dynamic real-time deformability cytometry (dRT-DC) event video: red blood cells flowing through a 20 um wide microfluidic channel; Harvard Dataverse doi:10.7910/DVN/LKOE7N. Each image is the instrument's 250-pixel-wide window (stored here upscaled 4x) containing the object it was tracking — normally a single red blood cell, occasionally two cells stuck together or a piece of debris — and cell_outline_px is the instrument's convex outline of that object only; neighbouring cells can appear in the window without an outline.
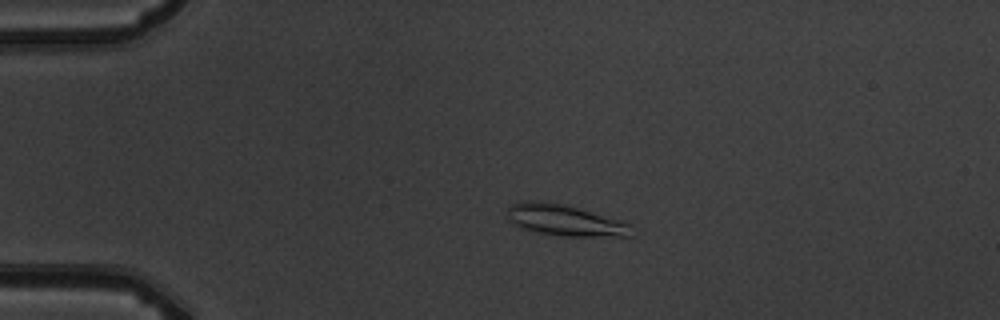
{"species": "common noctule bat (a hibernating species)", "species_latin": "Nyctalus noctula", "temperature_condition": "warm", "stored_images_in_passage": 4, "camera_frame_rate_fps": 3000, "um_per_image_px": 0.085, "animal": {"sex": "male", "body_mass_g": 19.5, "forearm_length_mm": 54.6}, "frame": {"image": 1, "passage_image": 3, "time_ms": 2.333, "image_size_px": [1000, 320], "cell_outline_px": [[632, 236], [564, 236], [536, 232], [520, 228], [508, 220], [508, 208], [512, 204], [520, 200], [548, 200], [564, 204], [620, 220], [632, 224]], "centroid_in_image_um": [47.98, 18.7], "position_along_channel_um": 37.0, "area_um2": 22.83}}